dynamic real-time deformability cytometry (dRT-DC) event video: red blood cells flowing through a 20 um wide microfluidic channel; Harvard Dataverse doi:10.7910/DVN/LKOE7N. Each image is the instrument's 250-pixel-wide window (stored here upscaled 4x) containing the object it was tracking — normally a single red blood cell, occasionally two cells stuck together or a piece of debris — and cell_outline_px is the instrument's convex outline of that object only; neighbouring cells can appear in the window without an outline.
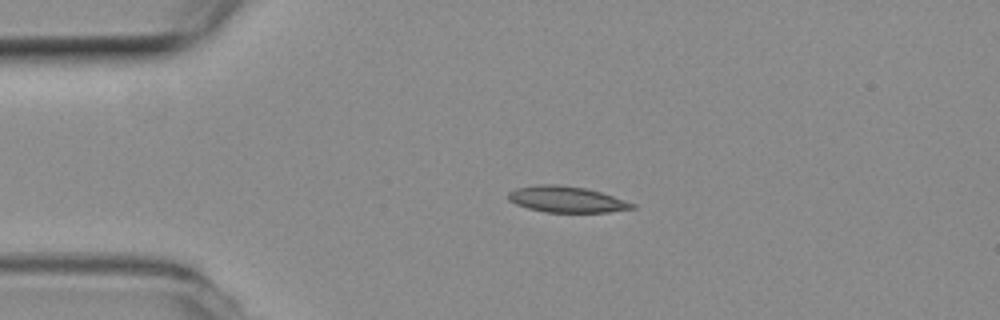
{"species": "common noctule bat (a hibernating species)", "species_latin": "Nyctalus noctula", "temperature_condition": "room temperature", "stored_images_in_passage": 5, "camera_frame_rate_fps": 3000, "um_per_image_px": 0.085, "animal": {"sex": "female", "body_mass_g": 19.3, "forearm_length_mm": 54.1}, "frame": {"image": 1, "passage_image": 1, "time_ms": 0.0, "image_size_px": [1000, 320], "cell_outline_px": [[636, 208], [608, 212], [544, 212], [528, 208], [516, 204], [508, 200], [508, 192], [516, 188], [536, 184], [560, 184], [588, 188], [636, 204]], "centroid_in_image_um": [48.14, 16.93], "position_along_channel_um": 36.9, "area_um2": 18.96}}